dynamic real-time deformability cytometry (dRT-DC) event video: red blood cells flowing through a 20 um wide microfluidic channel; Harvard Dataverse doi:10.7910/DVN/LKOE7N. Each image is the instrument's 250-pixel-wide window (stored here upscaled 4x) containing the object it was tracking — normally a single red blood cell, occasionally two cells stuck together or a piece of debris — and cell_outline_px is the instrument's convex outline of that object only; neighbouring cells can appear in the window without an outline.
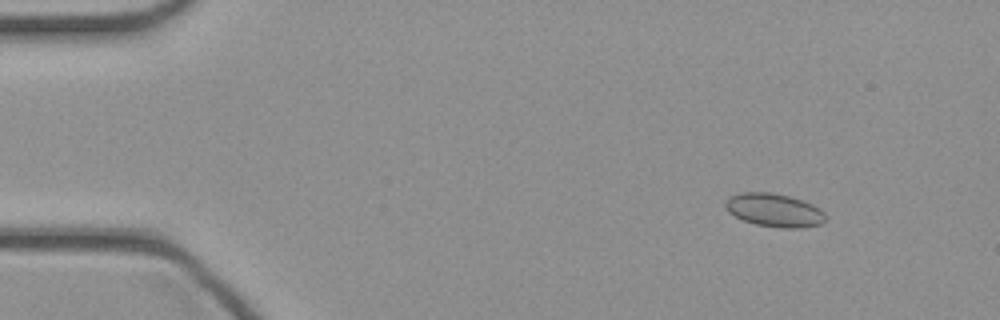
{"species": "common noctule bat (a hibernating species)", "species_latin": "Nyctalus noctula", "temperature_condition": "cold", "stored_images_in_passage": 12, "camera_frame_rate_fps": 3000, "um_per_image_px": 0.085, "animal": {"sex": "female", "body_mass_g": 21.9}, "frame": {"image": 1, "passage_image": 6, "time_ms": 1.667, "image_size_px": [1000, 320], "cell_outline_px": [[824, 220], [820, 224], [800, 228], [780, 228], [756, 224], [744, 220], [728, 212], [724, 208], [724, 200], [728, 196], [740, 192], [772, 192], [788, 196], [812, 204], [820, 208], [824, 212]], "centroid_in_image_um": [65.75, 17.85], "position_along_channel_um": 19.2, "area_um2": 19.48}}